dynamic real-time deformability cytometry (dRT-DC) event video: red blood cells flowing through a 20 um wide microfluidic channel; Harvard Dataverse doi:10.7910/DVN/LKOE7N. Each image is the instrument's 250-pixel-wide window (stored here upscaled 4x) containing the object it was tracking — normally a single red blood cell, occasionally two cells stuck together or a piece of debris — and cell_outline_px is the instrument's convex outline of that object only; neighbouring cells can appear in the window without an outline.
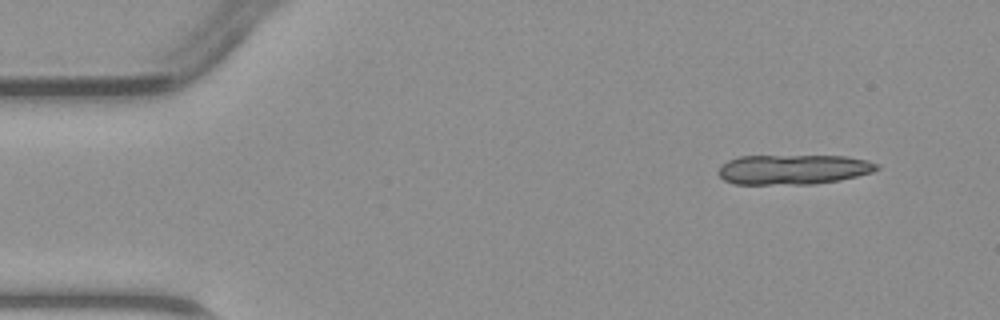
{"species": "common noctule bat (a hibernating species)", "species_latin": "Nyctalus noctula", "temperature_condition": "warm", "stored_images_in_passage": 5, "camera_frame_rate_fps": 3000, "um_per_image_px": 0.085, "animal": {"sex": "male", "body_mass_g": 23.1, "forearm_length_mm": 52.7}, "frame": {"image": 1, "passage_image": 1, "time_ms": 0.0, "image_size_px": [1000, 320], "cell_outline_px": [[880, 168], [872, 172], [840, 180], [816, 184], [732, 184], [724, 180], [716, 172], [720, 164], [728, 160], [740, 156], [848, 156], [868, 160], [880, 164]], "centroid_in_image_um": [67.42, 14.4], "position_along_channel_um": 17.6, "area_um2": 27.92}}
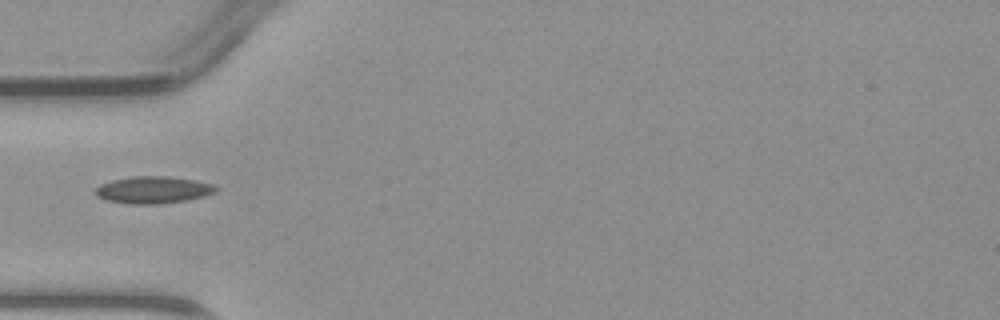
{"frame": {"image": 2, "passage_image": 4, "time_ms": 3.667, "image_size_px": [1000, 320], "cell_outline_px": [[220, 188], [216, 192], [204, 196], [188, 200], [160, 204], [128, 204], [108, 200], [96, 196], [96, 188], [100, 184], [112, 180], [132, 176], [168, 176], [196, 180], [216, 184]], "centroid_in_image_um": [13.08, 16.13], "position_along_channel_um": 71.9, "area_um2": 19.25}}
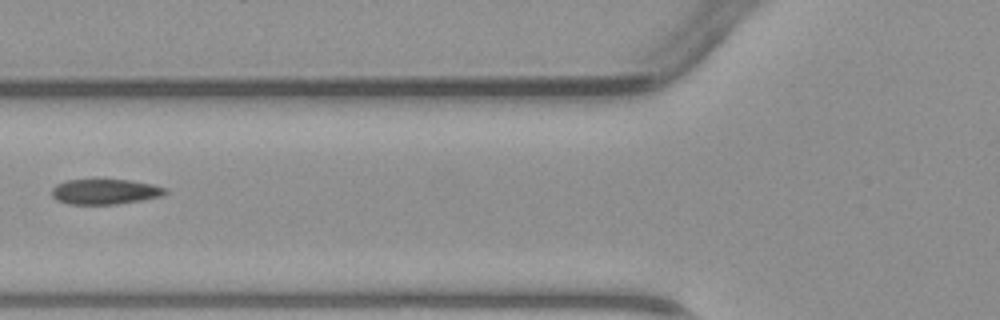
{"frame": {"image": 3, "passage_image": 5, "time_ms": 4.667, "image_size_px": [1000, 320], "cell_outline_px": [[168, 192], [164, 196], [116, 204], [68, 204], [56, 200], [52, 196], [52, 188], [56, 184], [64, 180], [96, 176], [132, 180], [152, 184], [168, 188]], "centroid_in_image_um": [8.91, 16.23], "position_along_channel_um": 116.9, "area_um2": 17.8}}